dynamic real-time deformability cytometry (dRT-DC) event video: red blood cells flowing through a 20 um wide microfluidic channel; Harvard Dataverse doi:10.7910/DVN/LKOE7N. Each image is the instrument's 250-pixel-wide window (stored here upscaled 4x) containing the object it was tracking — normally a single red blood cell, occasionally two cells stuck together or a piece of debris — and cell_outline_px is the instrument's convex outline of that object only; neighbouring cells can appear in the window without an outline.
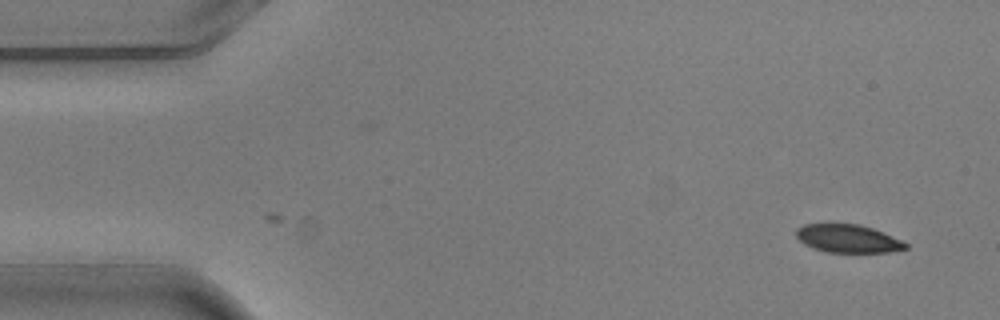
{"species": "common noctule bat (a hibernating species)", "species_latin": "Nyctalus noctula", "temperature_condition": "warm", "stored_images_in_passage": 2, "camera_frame_rate_fps": 3000, "um_per_image_px": 0.085, "animal": {"sex": "male", "body_mass_g": 20.5, "forearm_length_mm": 52.5}, "frame": {"image": 1, "passage_image": 1, "time_ms": 0.0, "image_size_px": [1000, 320], "cell_outline_px": [[908, 248], [888, 252], [828, 252], [812, 248], [804, 244], [796, 236], [796, 228], [804, 224], [860, 224], [872, 228], [900, 240], [908, 244]], "centroid_in_image_um": [72.04, 20.28], "position_along_channel_um": 13.0, "area_um2": 17.74}}